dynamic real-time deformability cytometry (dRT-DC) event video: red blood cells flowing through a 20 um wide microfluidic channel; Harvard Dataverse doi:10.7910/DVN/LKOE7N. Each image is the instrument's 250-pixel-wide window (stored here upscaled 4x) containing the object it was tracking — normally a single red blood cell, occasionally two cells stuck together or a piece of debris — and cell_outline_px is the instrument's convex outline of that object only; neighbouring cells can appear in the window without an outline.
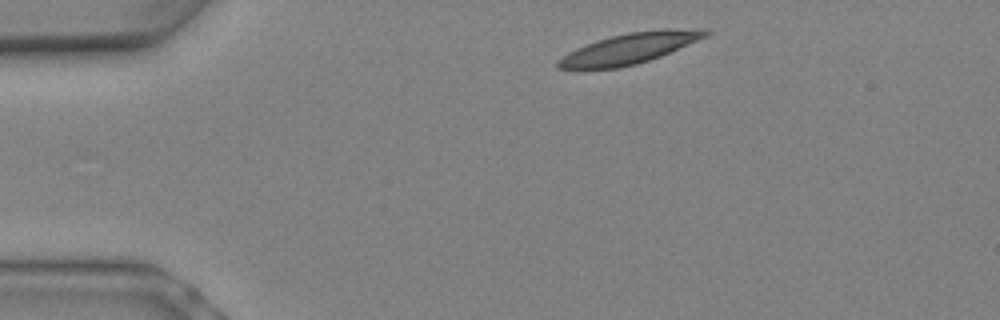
{"species": "Egyptian fruit bat (a non-hibernating species)", "species_latin": "Rousettus aegyptiacus", "temperature_condition": "warm", "stored_images_in_passage": 5, "camera_frame_rate_fps": 3000, "um_per_image_px": 0.085, "animal": {"sex": "female"}, "frame": {"image": 1, "passage_image": 1, "time_ms": 0.0, "image_size_px": [1000, 320], "cell_outline_px": [[712, 32], [708, 36], [660, 56], [636, 64], [616, 68], [556, 68], [556, 64], [568, 52], [576, 48], [596, 40], [628, 32], [664, 28], [704, 28]], "centroid_in_image_um": [53.59, 4.08], "position_along_channel_um": 31.4, "area_um2": 26.13}}
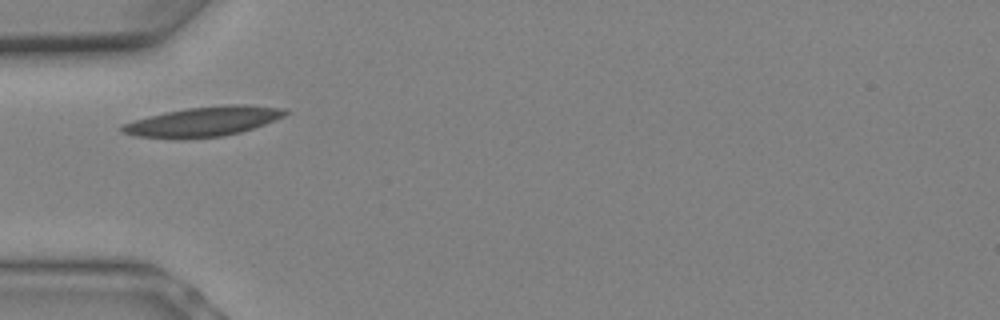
{"frame": {"image": 2, "passage_image": 4, "time_ms": 1.0, "image_size_px": [1000, 320], "cell_outline_px": [[288, 112], [284, 116], [264, 124], [240, 132], [224, 136], [184, 140], [172, 140], [136, 136], [120, 132], [120, 128], [124, 124], [136, 120], [168, 112], [188, 108], [232, 104], [244, 104], [284, 108]], "centroid_in_image_um": [17.28, 10.36], "position_along_channel_um": 67.7, "area_um2": 28.26}}